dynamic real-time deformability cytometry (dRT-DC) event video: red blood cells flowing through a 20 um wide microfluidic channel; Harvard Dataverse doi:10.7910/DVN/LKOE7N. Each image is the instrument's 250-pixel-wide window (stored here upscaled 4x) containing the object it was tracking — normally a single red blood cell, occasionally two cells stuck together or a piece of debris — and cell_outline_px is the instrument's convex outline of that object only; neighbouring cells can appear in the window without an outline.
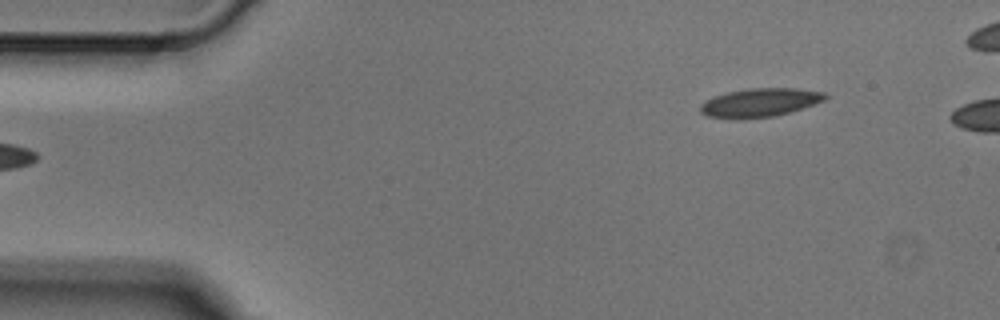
{"species": "Egyptian fruit bat (a non-hibernating species)", "species_latin": "Rousettus aegyptiacus", "temperature_condition": "cold", "stored_images_in_passage": 3, "camera_frame_rate_fps": 3000, "um_per_image_px": 0.085, "animal": {"sex": "male"}, "frame": {"image": 1, "passage_image": 1, "time_ms": 0.0, "image_size_px": [1000, 320], "cell_outline_px": [[828, 96], [824, 100], [788, 112], [772, 116], [744, 120], [736, 120], [708, 116], [700, 112], [700, 104], [704, 100], [712, 96], [728, 92], [748, 88], [796, 88], [824, 92]], "centroid_in_image_um": [64.5, 8.72], "position_along_channel_um": 20.5, "area_um2": 20.92}}